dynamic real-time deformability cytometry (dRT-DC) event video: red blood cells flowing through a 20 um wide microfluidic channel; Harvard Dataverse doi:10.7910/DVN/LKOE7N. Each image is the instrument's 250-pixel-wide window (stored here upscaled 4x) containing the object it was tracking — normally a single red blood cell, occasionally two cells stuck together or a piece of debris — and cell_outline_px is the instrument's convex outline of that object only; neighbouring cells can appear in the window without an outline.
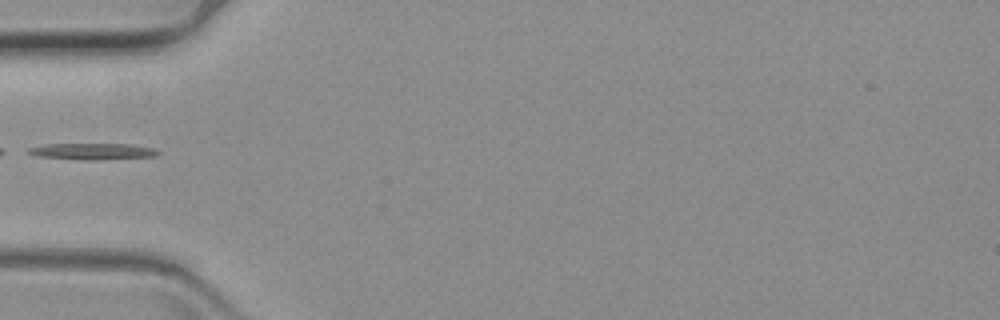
{"species": "common noctule bat (a hibernating species)", "species_latin": "Nyctalus noctula", "temperature_condition": "warm", "stored_images_in_passage": 40, "camera_frame_rate_fps": 3000, "um_per_image_px": 0.085, "animal": {"sex": "female", "body_mass_g": 19.3, "forearm_length_mm": 54.1}, "frame": {"image": 1, "passage_image": 1, "time_ms": 0.0, "image_size_px": [1000, 320], "cell_outline_px": [[160, 152], [156, 156], [92, 160], [36, 156], [28, 152], [28, 148], [44, 144], [132, 144], [152, 148]], "centroid_in_image_um": [7.87, 12.86], "position_along_channel_um": 77.1, "area_um2": 12.14}}
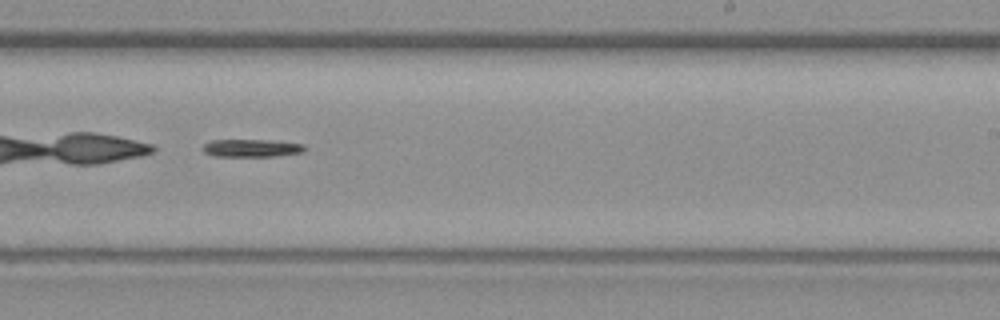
{"frame": {"image": 2, "passage_image": 18, "time_ms": 5.667, "image_size_px": [1000, 320], "cell_outline_px": [[304, 152], [276, 156], [212, 156], [204, 152], [200, 148], [204, 144], [212, 140], [268, 140], [304, 144]], "centroid_in_image_um": [21.34, 12.59], "position_along_channel_um": 267.7, "area_um2": 10.52}}
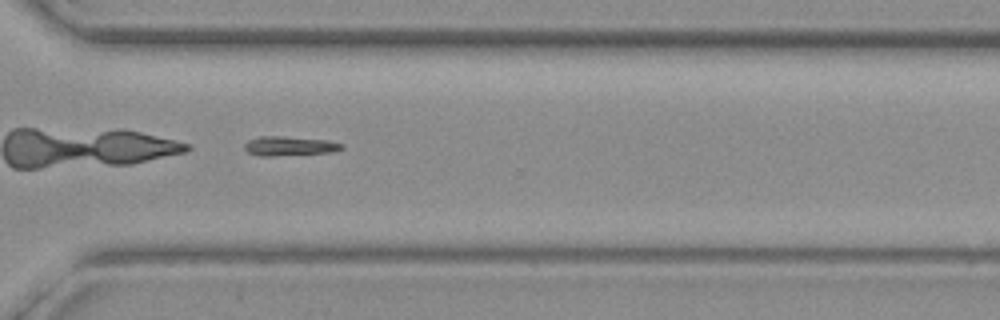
{"frame": {"image": 3, "passage_image": 25, "time_ms": 8.0, "image_size_px": [1000, 320], "cell_outline_px": [[344, 148], [332, 152], [272, 156], [260, 156], [248, 152], [244, 148], [244, 144], [248, 140], [260, 136], [280, 136], [328, 140], [344, 144]], "centroid_in_image_um": [24.6, 12.41], "position_along_channel_um": 346.0, "area_um2": 10.98}}